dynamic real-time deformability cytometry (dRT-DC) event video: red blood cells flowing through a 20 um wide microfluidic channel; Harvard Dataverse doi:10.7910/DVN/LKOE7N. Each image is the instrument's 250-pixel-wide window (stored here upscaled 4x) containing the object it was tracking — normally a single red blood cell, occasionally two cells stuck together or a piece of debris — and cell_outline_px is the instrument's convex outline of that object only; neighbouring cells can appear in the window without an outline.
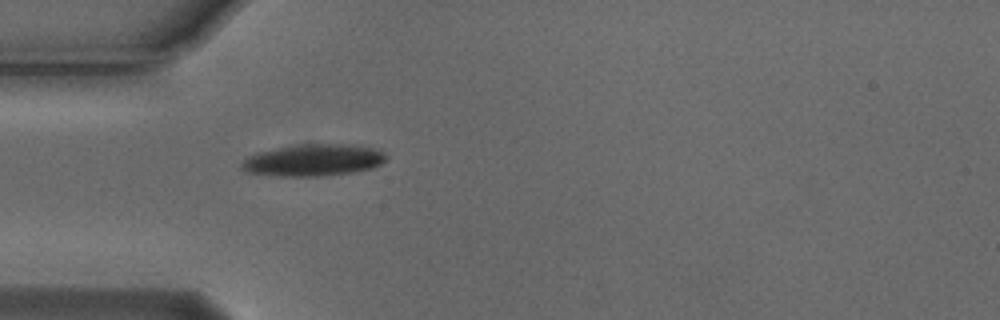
{"species": "Egyptian fruit bat (a non-hibernating species)", "species_latin": "Rousettus aegyptiacus", "temperature_condition": "cold", "stored_images_in_passage": 1, "camera_frame_rate_fps": 3000, "um_per_image_px": 0.085, "animal": {"sex": "male"}, "frame": {"image": 1, "passage_image": 1, "time_ms": 0.0, "image_size_px": [1000, 320], "cell_outline_px": [[388, 156], [380, 164], [372, 168], [352, 172], [324, 176], [276, 176], [248, 172], [240, 168], [240, 164], [248, 156], [256, 152], [296, 144], [352, 144], [376, 148], [384, 152]], "centroid_in_image_um": [26.63, 13.6], "position_along_channel_um": 58.4, "area_um2": 27.05}}